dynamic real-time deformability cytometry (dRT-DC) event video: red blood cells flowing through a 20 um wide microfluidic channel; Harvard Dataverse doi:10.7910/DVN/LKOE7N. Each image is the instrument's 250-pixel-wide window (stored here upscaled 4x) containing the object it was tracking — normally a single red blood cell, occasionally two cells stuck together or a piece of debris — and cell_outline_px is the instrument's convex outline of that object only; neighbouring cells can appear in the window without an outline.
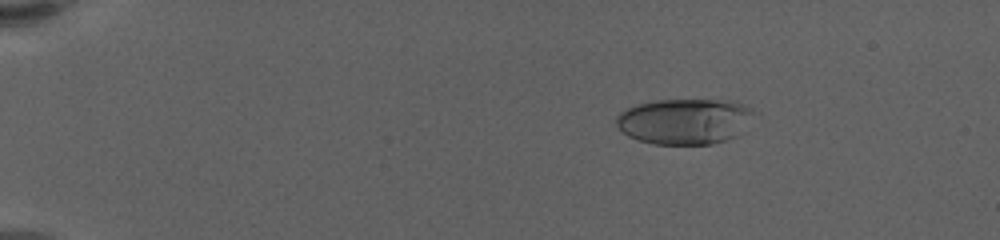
{"species": "human", "species_latin": "Homo sapiens", "temperature_condition": "warm", "stored_images_in_passage": 63, "camera_frame_rate_fps": 3000, "um_per_image_px": 0.085, "donor": {"sex": "female"}, "frame": {"image": 1, "passage_image": 12, "time_ms": 3.667, "image_size_px": [1000, 240], "cell_outline_px": [[752, 112], [736, 136], [712, 144], [652, 144], [636, 140], [628, 136], [616, 124], [616, 116], [620, 112], [636, 104], [656, 100], [728, 100], [740, 104], [748, 108]], "centroid_in_image_um": [58.08, 10.31], "position_along_channel_um": 26.9, "area_um2": 36.01}}
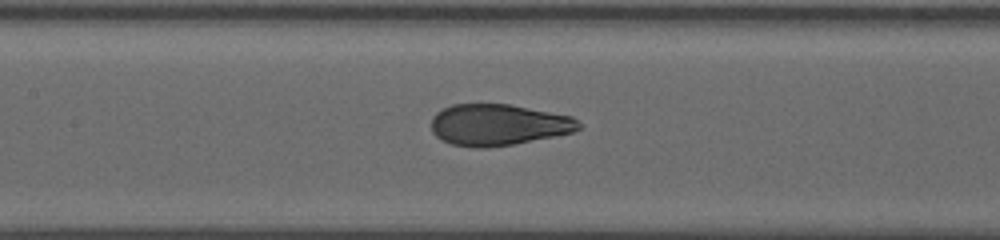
{"frame": {"image": 2, "passage_image": 33, "time_ms": 10.667, "image_size_px": [1000, 240], "cell_outline_px": [[580, 128], [572, 132], [556, 136], [512, 144], [488, 148], [476, 148], [452, 144], [436, 136], [432, 132], [432, 116], [436, 112], [452, 104], [508, 104], [572, 116], [580, 124]], "centroid_in_image_um": [42.33, 10.61], "position_along_channel_um": 165.1, "area_um2": 35.37}}
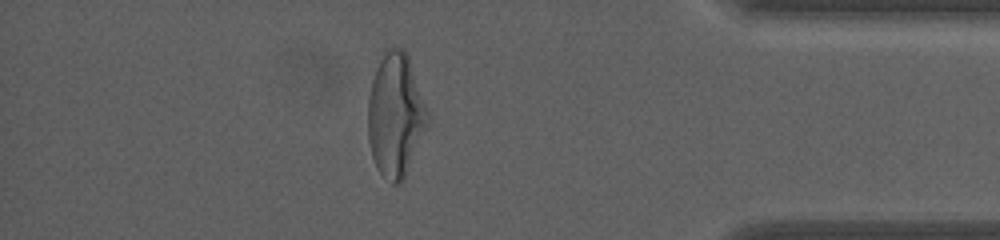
{"frame": {"image": 3, "passage_image": 56, "time_ms": 18.333, "image_size_px": [1000, 240], "cell_outline_px": [[428, 124], [404, 176], [400, 184], [392, 184], [380, 172], [372, 156], [368, 140], [368, 96], [372, 80], [376, 68], [384, 52], [388, 48], [404, 48], [408, 56], [428, 108]], "centroid_in_image_um": [33.61, 9.75], "position_along_channel_um": 401.6, "area_um2": 42.54}, "authors_computed_cell_mechanics": {"area_um2": 36.414, "velocity_mm_per_s": 3.437, "shape_relaxation_time_tau1_ms": 4.4871, "shape_relaxation_time_tau2_ms": null, "deformation_change_tau1": 0.1965, "deformation_change_tau2": null}}